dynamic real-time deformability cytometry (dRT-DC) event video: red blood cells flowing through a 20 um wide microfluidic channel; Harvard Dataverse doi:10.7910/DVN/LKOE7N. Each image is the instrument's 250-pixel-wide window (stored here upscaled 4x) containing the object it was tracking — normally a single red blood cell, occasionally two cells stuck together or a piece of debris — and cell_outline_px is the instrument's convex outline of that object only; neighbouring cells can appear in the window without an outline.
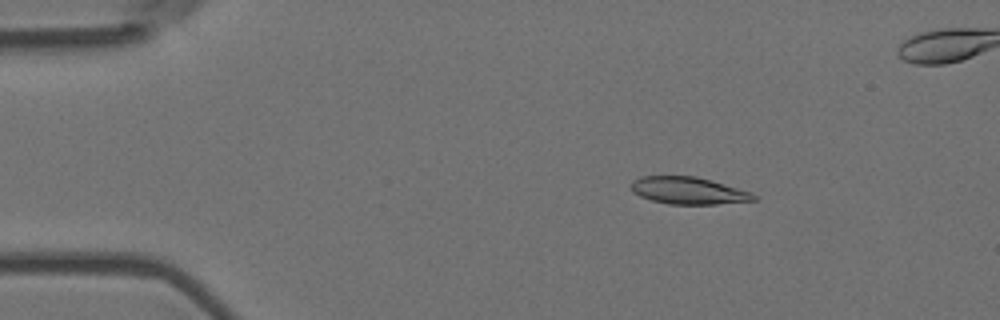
{"species": "Egyptian fruit bat (a non-hibernating species)", "species_latin": "Rousettus aegyptiacus", "temperature_condition": "room temperature", "stored_images_in_passage": 56, "segment_of_instrument_passage": [1, 2], "camera_frame_rate_fps": 3000, "um_per_image_px": 0.085, "animal": {"sex": "female"}, "frame": {"image": 1, "passage_image": 9, "time_ms": 2.667, "image_size_px": [1000, 320], "cell_outline_px": [[756, 200], [716, 204], [668, 204], [652, 200], [640, 196], [632, 192], [628, 188], [632, 180], [640, 176], [696, 176], [712, 180], [752, 192], [756, 196]], "centroid_in_image_um": [58.47, 16.19], "position_along_channel_um": 26.5, "area_um2": 19.59}}
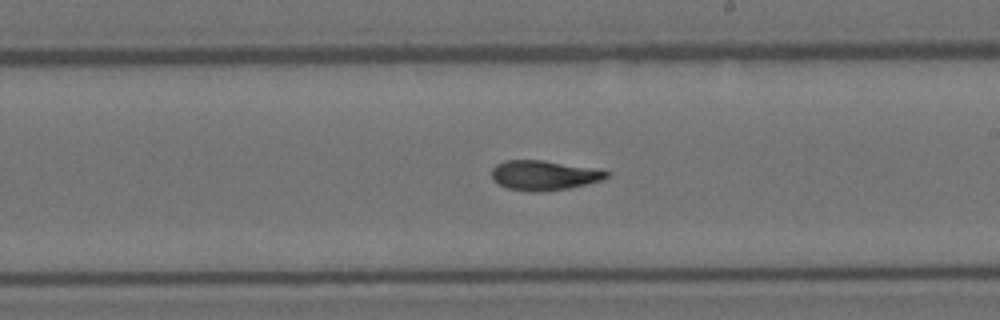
{"frame": {"image": 2, "passage_image": 32, "time_ms": 10.333, "image_size_px": [1000, 320], "cell_outline_px": [[608, 176], [600, 180], [568, 188], [544, 192], [532, 192], [508, 188], [492, 180], [492, 168], [496, 164], [504, 160], [544, 160], [608, 172]], "centroid_in_image_um": [46.13, 14.91], "position_along_channel_um": 242.9, "area_um2": 19.48}}
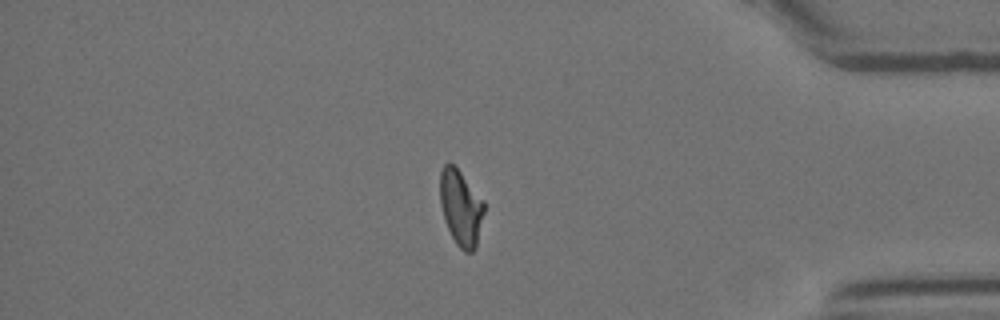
{"frame": {"image": 3, "passage_image": 47, "time_ms": 15.333, "image_size_px": [1000, 320], "cell_outline_px": [[484, 212], [476, 248], [472, 252], [464, 252], [456, 244], [444, 220], [440, 204], [440, 172], [444, 164], [448, 160], [460, 172], [484, 200]], "centroid_in_image_um": [39.16, 17.65], "position_along_channel_um": 396.0, "area_um2": 19.48}}